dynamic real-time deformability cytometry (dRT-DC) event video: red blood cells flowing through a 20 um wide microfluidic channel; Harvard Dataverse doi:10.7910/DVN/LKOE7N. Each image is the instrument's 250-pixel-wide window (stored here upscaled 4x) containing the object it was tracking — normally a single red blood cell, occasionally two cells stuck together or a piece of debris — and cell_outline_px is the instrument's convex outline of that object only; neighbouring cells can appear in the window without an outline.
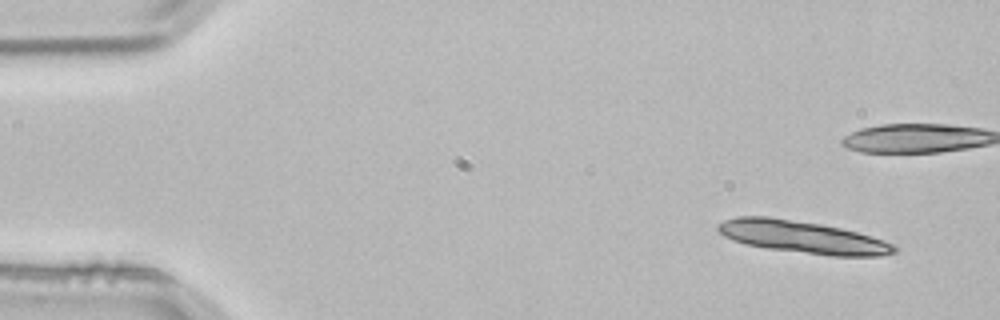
{"species": "common noctule bat (a hibernating species)", "species_latin": "Nyctalus noctula", "temperature_condition": "room temperature", "stored_images_in_passage": 5, "camera_frame_rate_fps": 3000, "um_per_image_px": 0.085, "animal": {"sex": "male", "body_mass_g": 21.5, "forearm_length_mm": 52.0}, "frame": {"image": 1, "passage_image": 1, "time_ms": 0.0, "image_size_px": [1000, 320], "cell_outline_px": [[896, 252], [880, 256], [832, 256], [768, 248], [744, 244], [732, 240], [724, 236], [716, 228], [716, 224], [724, 220], [736, 216], [768, 216], [820, 224], [840, 228], [856, 232], [892, 244], [896, 248]], "centroid_in_image_um": [68.13, 20.14], "position_along_channel_um": 16.9, "area_um2": 32.89}}